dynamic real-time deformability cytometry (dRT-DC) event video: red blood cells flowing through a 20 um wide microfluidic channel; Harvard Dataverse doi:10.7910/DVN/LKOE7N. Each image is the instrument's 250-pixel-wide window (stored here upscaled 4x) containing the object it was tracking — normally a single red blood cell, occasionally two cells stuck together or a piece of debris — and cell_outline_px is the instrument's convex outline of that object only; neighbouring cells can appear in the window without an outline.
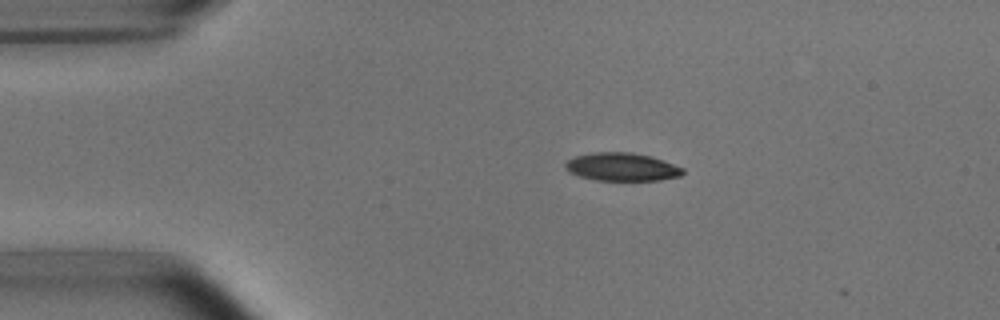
{"species": "common noctule bat (a hibernating species)", "species_latin": "Nyctalus noctula", "temperature_condition": "room temperature", "stored_images_in_passage": 2, "camera_frame_rate_fps": 3000, "um_per_image_px": 0.085, "animal": {"sex": "male", "body_mass_g": 15.6}, "frame": {"image": 1, "passage_image": 1, "time_ms": 0.0, "image_size_px": [1000, 320], "cell_outline_px": [[684, 172], [680, 176], [660, 180], [596, 180], [580, 176], [568, 172], [564, 168], [564, 164], [568, 160], [576, 156], [592, 152], [632, 152], [652, 156], [664, 160], [684, 168]], "centroid_in_image_um": [52.86, 14.18], "position_along_channel_um": 32.1, "area_um2": 19.36}}